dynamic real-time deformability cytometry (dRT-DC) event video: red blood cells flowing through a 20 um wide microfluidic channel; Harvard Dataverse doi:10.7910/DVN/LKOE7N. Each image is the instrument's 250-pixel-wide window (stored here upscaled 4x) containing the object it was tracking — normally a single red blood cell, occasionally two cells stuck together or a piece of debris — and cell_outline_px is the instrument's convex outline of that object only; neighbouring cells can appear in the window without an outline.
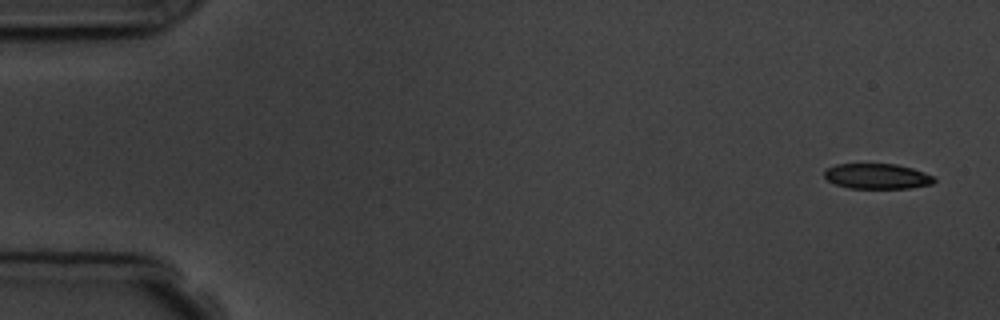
{"species": "common noctule bat (a hibernating species)", "species_latin": "Nyctalus noctula", "temperature_condition": "room temperature", "stored_images_in_passage": 8, "camera_frame_rate_fps": 3000, "um_per_image_px": 0.085, "animal": {"sex": "male", "body_mass_g": 19.5, "forearm_length_mm": 54.6}, "frame": {"image": 1, "passage_image": 1, "time_ms": 0.0, "image_size_px": [1000, 320], "cell_outline_px": [[936, 180], [932, 184], [908, 188], [848, 188], [836, 184], [828, 180], [824, 176], [824, 172], [828, 168], [836, 164], [896, 164], [912, 168], [924, 172], [932, 176]], "centroid_in_image_um": [74.56, 14.98], "position_along_channel_um": 10.4, "area_um2": 16.07}}
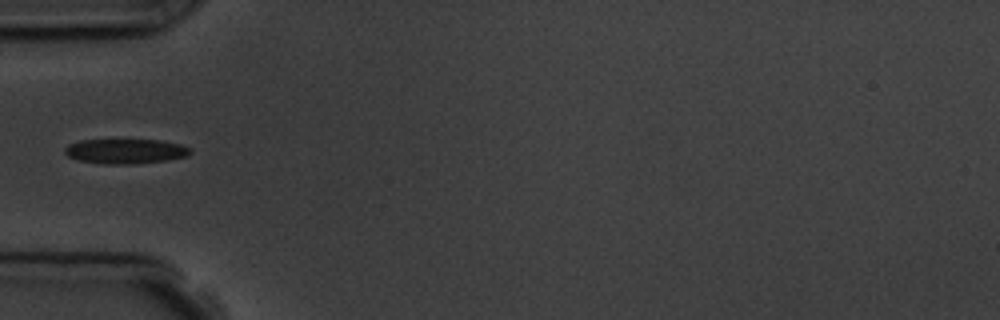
{"frame": {"image": 2, "passage_image": 5, "time_ms": 5.333, "image_size_px": [1000, 320], "cell_outline_px": [[192, 152], [188, 156], [168, 160], [136, 164], [104, 164], [76, 160], [68, 156], [64, 152], [64, 148], [68, 144], [80, 140], [160, 140], [180, 144], [192, 148]], "centroid_in_image_um": [10.68, 12.86], "position_along_channel_um": 74.3, "area_um2": 18.38}}